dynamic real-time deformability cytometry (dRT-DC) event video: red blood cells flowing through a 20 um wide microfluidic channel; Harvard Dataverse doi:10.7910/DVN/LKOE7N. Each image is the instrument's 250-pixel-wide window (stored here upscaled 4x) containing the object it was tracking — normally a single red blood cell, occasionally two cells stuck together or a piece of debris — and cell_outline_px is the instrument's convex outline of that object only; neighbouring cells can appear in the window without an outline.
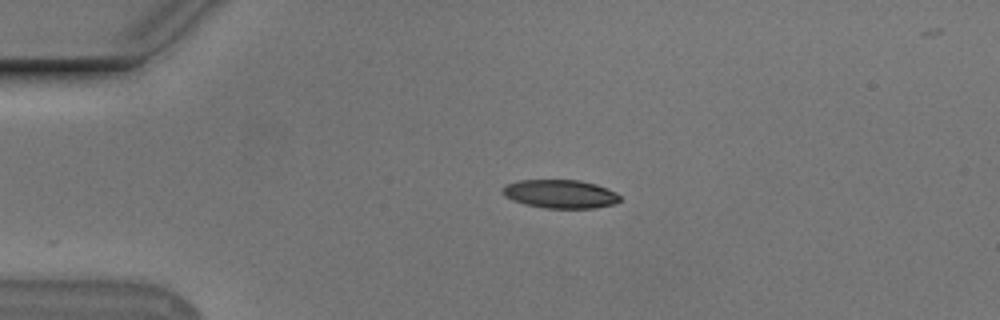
{"species": "Egyptian fruit bat (a non-hibernating species)", "species_latin": "Rousettus aegyptiacus", "temperature_condition": "cold", "stored_images_in_passage": 23, "camera_frame_rate_fps": 3000, "um_per_image_px": 0.085, "animal": {"sex": "male"}, "frame": {"image": 1, "passage_image": 1, "time_ms": 0.0, "image_size_px": [1000, 320], "cell_outline_px": [[620, 200], [616, 204], [596, 208], [544, 208], [524, 204], [512, 200], [504, 196], [504, 188], [508, 184], [520, 180], [580, 180], [596, 184], [608, 188], [616, 192], [620, 196]], "centroid_in_image_um": [47.68, 16.49], "position_along_channel_um": 37.3, "area_um2": 19.54}}
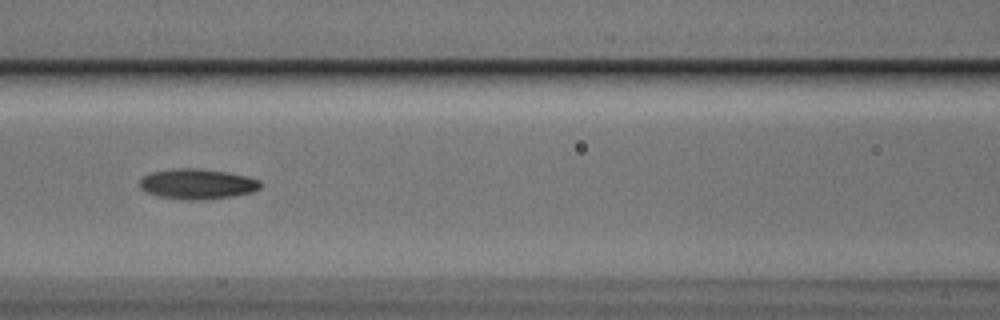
{"frame": {"image": 2, "passage_image": 13, "time_ms": 4.0, "image_size_px": [1000, 320], "cell_outline_px": [[260, 188], [252, 192], [232, 196], [200, 200], [188, 200], [160, 196], [148, 192], [140, 188], [140, 180], [144, 176], [152, 172], [176, 168], [196, 168], [224, 172], [248, 176], [260, 180]], "centroid_in_image_um": [16.78, 15.63], "position_along_channel_um": 149.8, "area_um2": 21.04}}
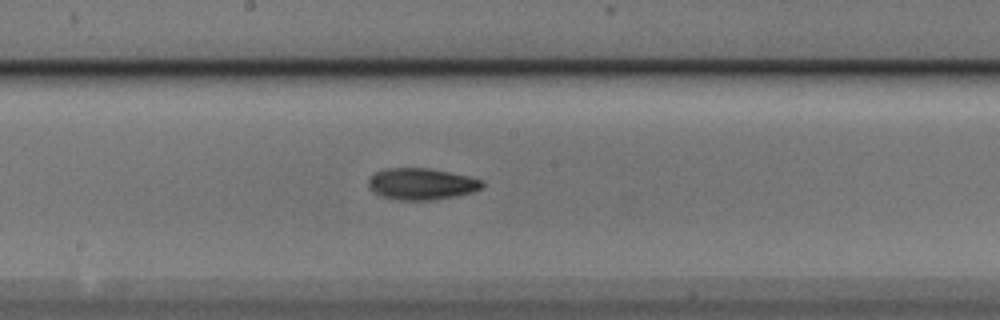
{"frame": {"image": 3, "passage_image": 18, "time_ms": 5.667, "image_size_px": [1000, 320], "cell_outline_px": [[484, 184], [480, 188], [472, 192], [456, 196], [432, 200], [392, 200], [380, 196], [368, 188], [368, 180], [376, 172], [384, 168], [428, 168], [468, 176], [484, 180]], "centroid_in_image_um": [35.79, 15.64], "position_along_channel_um": 212.4, "area_um2": 21.04}}